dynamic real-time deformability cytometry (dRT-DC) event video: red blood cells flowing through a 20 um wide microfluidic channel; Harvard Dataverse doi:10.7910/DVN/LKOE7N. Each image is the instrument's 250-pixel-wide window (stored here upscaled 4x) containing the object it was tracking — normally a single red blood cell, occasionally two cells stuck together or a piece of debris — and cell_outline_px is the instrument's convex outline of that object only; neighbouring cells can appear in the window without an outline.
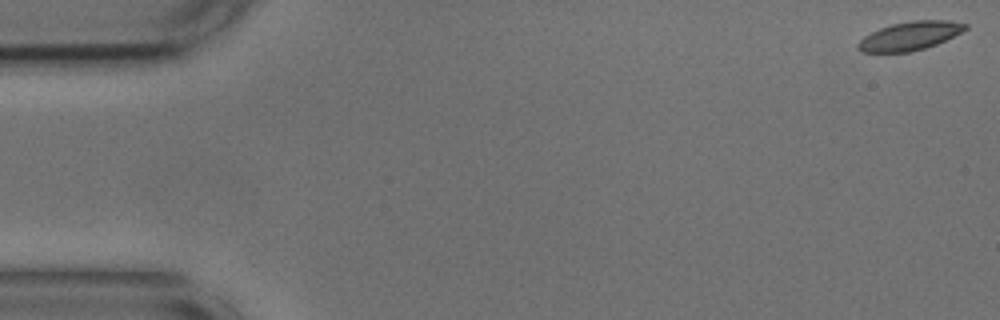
{"species": "common noctule bat (a hibernating species)", "species_latin": "Nyctalus noctula", "temperature_condition": "cold", "stored_images_in_passage": 5, "camera_frame_rate_fps": 3000, "um_per_image_px": 0.085, "animal": {"sex": "male", "body_mass_g": 17.9, "forearm_length_mm": 54.2}, "frame": {"image": 1, "passage_image": 1, "time_ms": 0.0, "image_size_px": [1000, 320], "cell_outline_px": [[968, 28], [936, 44], [924, 48], [908, 52], [860, 52], [856, 48], [856, 44], [864, 36], [880, 28], [892, 24], [912, 20], [948, 20], [968, 24]], "centroid_in_image_um": [77.3, 3.05], "position_along_channel_um": 7.7, "area_um2": 17.74}}
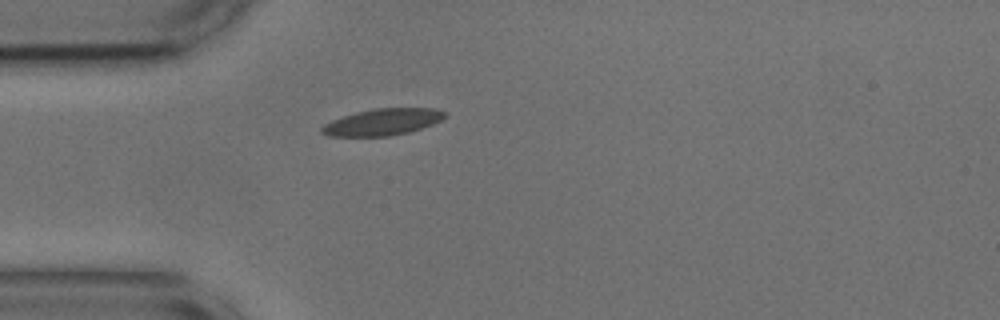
{"frame": {"image": 2, "passage_image": 5, "time_ms": 1.333, "image_size_px": [1000, 320], "cell_outline_px": [[448, 112], [440, 120], [432, 124], [408, 132], [388, 136], [328, 136], [320, 132], [320, 128], [324, 124], [332, 120], [356, 112], [376, 108], [436, 108]], "centroid_in_image_um": [32.5, 10.36], "position_along_channel_um": 52.5, "area_um2": 18.96}}